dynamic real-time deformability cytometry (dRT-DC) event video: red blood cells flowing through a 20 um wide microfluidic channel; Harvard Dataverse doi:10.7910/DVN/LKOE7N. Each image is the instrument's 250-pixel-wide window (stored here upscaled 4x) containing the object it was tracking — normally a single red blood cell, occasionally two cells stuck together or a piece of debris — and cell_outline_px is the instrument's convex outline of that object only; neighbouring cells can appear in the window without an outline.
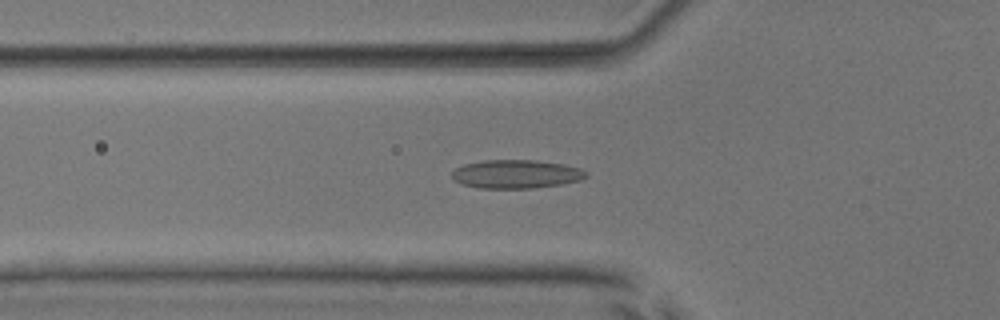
{"species": "common noctule bat (a hibernating species)", "species_latin": "Nyctalus noctula", "temperature_condition": "room temperature", "stored_images_in_passage": 48, "camera_frame_rate_fps": 3000, "um_per_image_px": 0.085, "animal": {"sex": "male", "body_mass_g": 17.9, "forearm_length_mm": 54.2}, "frame": {"image": 1, "passage_image": 16, "time_ms": 5.0, "image_size_px": [1000, 320], "cell_outline_px": [[588, 176], [580, 180], [560, 184], [532, 188], [480, 188], [464, 184], [456, 180], [452, 176], [452, 172], [456, 168], [464, 164], [484, 160], [536, 160], [564, 164], [580, 168], [588, 172]], "centroid_in_image_um": [43.91, 14.79], "position_along_channel_um": 81.9, "area_um2": 22.2}}
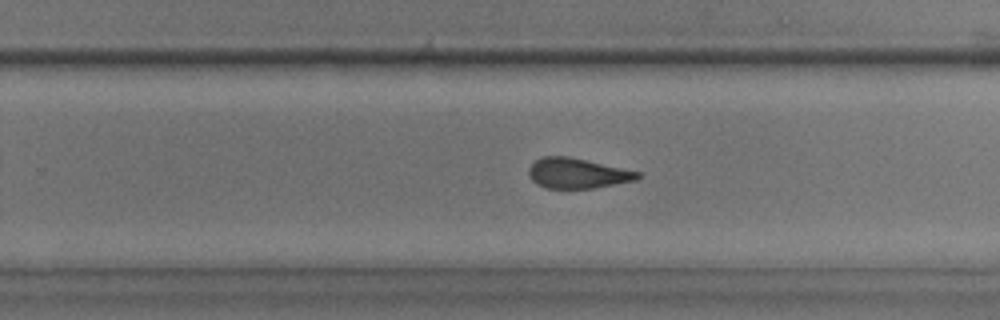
{"frame": {"image": 2, "passage_image": 31, "time_ms": 10.0, "image_size_px": [1000, 320], "cell_outline_px": [[640, 176], [636, 180], [592, 188], [544, 188], [536, 184], [528, 176], [528, 168], [536, 160], [544, 156], [568, 156], [640, 172]], "centroid_in_image_um": [49.03, 14.73], "position_along_channel_um": 280.8, "area_um2": 19.02}}
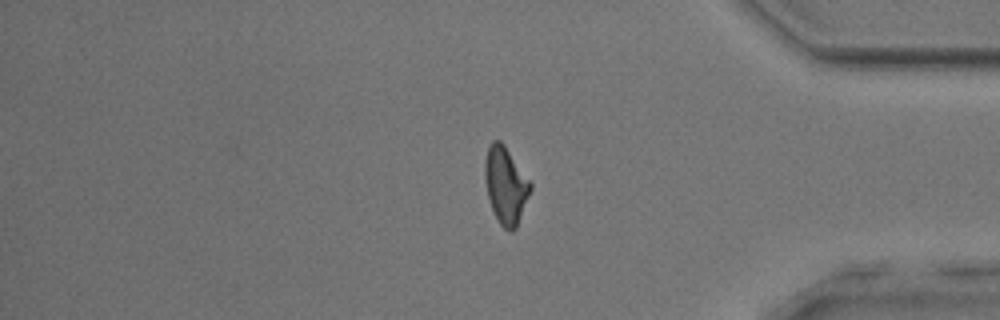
{"frame": {"image": 3, "passage_image": 41, "time_ms": 13.333, "image_size_px": [1000, 320], "cell_outline_px": [[532, 188], [516, 228], [512, 232], [504, 228], [500, 224], [492, 208], [488, 196], [484, 176], [484, 160], [488, 148], [492, 140], [500, 140], [504, 144], [532, 184]], "centroid_in_image_um": [42.98, 15.73], "position_along_channel_um": 392.2, "area_um2": 20.23}}